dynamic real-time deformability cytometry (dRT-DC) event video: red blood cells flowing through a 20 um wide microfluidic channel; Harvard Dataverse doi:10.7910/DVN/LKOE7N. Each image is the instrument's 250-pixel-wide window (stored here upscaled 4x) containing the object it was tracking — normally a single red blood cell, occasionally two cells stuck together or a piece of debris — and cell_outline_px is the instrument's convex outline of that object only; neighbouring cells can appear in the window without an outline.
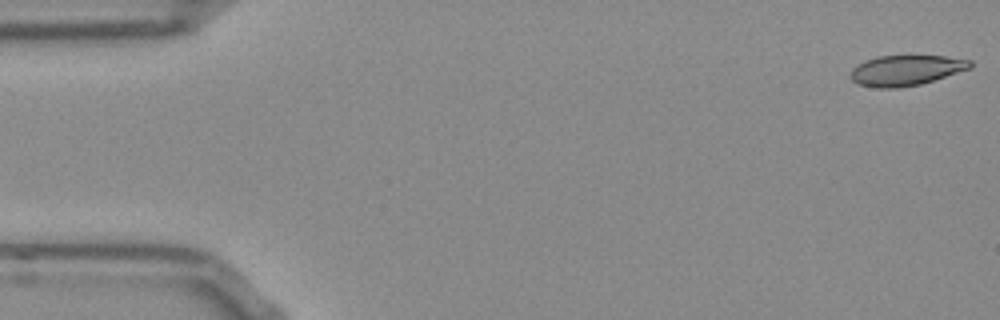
{"species": "Egyptian fruit bat (a non-hibernating species)", "species_latin": "Rousettus aegyptiacus", "temperature_condition": "room temperature", "stored_images_in_passage": 15, "camera_frame_rate_fps": 3000, "um_per_image_px": 0.085, "frame": {"image": 1, "passage_image": 1, "time_ms": 0.0, "image_size_px": [1000, 320], "cell_outline_px": [[972, 68], [920, 84], [896, 88], [880, 88], [856, 84], [852, 80], [852, 68], [864, 60], [876, 56], [944, 56], [972, 60]], "centroid_in_image_um": [77.01, 5.97], "position_along_channel_um": 8.0, "area_um2": 21.1}}
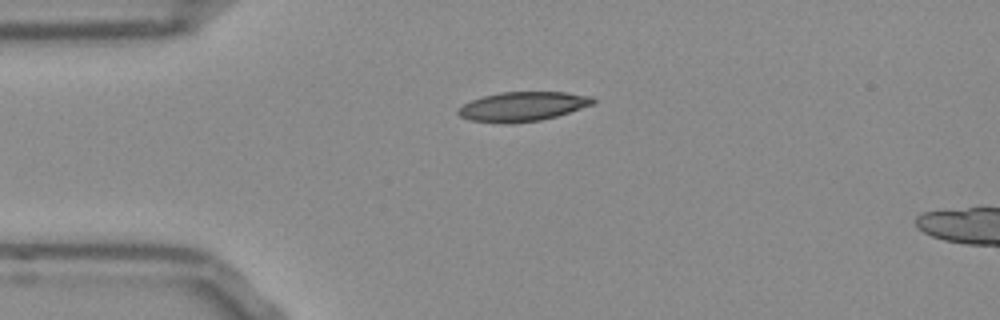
{"frame": {"image": 2, "passage_image": 12, "time_ms": 3.667, "image_size_px": [1000, 320], "cell_outline_px": [[596, 100], [592, 104], [556, 116], [540, 120], [472, 120], [460, 116], [456, 112], [464, 104], [472, 100], [484, 96], [500, 92], [564, 92], [592, 96]], "centroid_in_image_um": [44.48, 8.99], "position_along_channel_um": 40.5, "area_um2": 21.79}}